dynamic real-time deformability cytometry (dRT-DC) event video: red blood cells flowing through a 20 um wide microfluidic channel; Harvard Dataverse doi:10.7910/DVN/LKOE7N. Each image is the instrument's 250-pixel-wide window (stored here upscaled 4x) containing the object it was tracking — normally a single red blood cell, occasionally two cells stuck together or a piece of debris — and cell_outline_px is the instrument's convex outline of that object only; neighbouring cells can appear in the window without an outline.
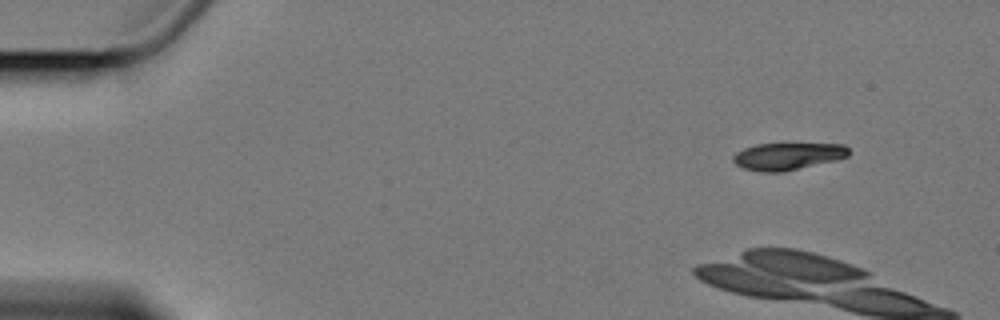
{"species": "Egyptian fruit bat (a non-hibernating species)", "species_latin": "Rousettus aegyptiacus", "temperature_condition": "cold", "stored_images_in_passage": 5, "camera_frame_rate_fps": 3000, "um_per_image_px": 0.085, "animal": {"sex": "female"}, "frame": {"image": 1, "passage_image": 2, "time_ms": 1.0, "image_size_px": [1000, 320], "cell_outline_px": [[848, 156], [836, 160], [784, 172], [760, 172], [744, 168], [736, 164], [732, 160], [732, 156], [736, 152], [744, 148], [756, 144], [844, 144], [848, 148]], "centroid_in_image_um": [66.93, 13.29], "position_along_channel_um": 18.1, "area_um2": 18.26}}